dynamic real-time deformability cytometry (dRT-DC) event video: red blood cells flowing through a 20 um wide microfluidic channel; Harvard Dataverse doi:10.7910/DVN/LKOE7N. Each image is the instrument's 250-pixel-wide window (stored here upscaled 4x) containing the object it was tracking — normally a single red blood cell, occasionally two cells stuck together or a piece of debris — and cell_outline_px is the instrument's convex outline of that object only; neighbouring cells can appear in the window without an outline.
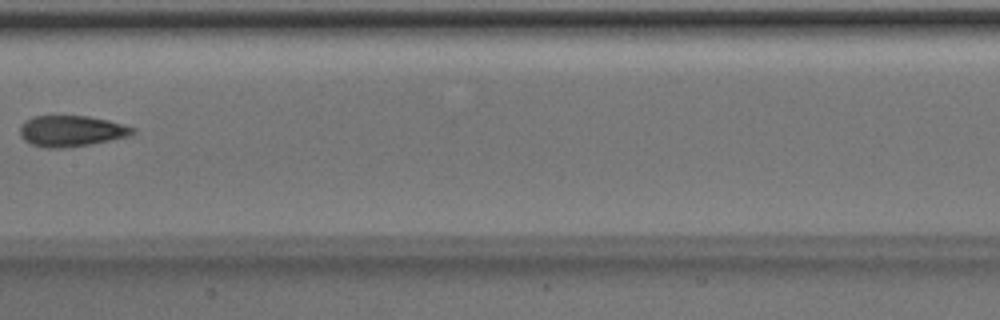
{"species": "Egyptian fruit bat (a non-hibernating species)", "species_latin": "Rousettus aegyptiacus", "temperature_condition": "room temperature", "stored_images_in_passage": 8, "camera_frame_rate_fps": 3000, "um_per_image_px": 0.085, "animal": {"sex": "male"}, "frame": {"image": 1, "passage_image": 8, "time_ms": 2.333, "image_size_px": [1000, 320], "cell_outline_px": [[136, 132], [128, 136], [88, 144], [64, 148], [44, 148], [32, 144], [24, 140], [20, 136], [20, 124], [32, 116], [88, 116], [108, 120], [136, 128]], "centroid_in_image_um": [6.03, 11.13], "position_along_channel_um": 201.4, "area_um2": 20.29}}